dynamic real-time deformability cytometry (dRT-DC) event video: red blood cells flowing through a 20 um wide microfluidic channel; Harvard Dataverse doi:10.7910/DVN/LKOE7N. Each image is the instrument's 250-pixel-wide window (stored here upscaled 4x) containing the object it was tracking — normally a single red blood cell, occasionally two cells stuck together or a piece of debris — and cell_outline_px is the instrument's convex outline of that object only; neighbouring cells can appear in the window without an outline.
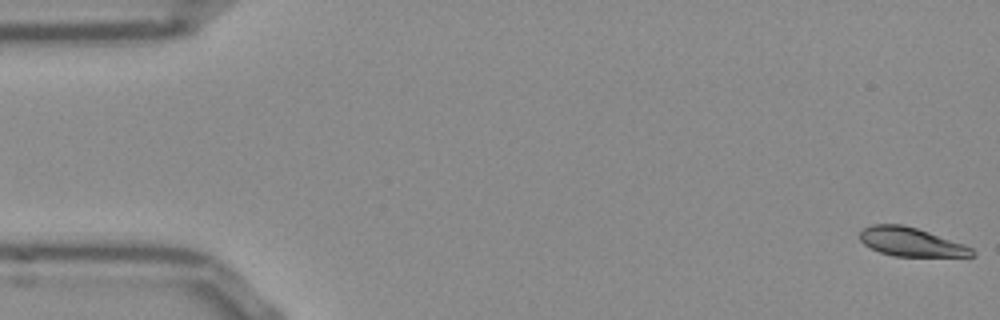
{"species": "Egyptian fruit bat (a non-hibernating species)", "species_latin": "Rousettus aegyptiacus", "temperature_condition": "room temperature", "stored_images_in_passage": 53, "camera_frame_rate_fps": 3000, "um_per_image_px": 0.085, "frame": {"image": 1, "passage_image": 1, "time_ms": 0.0, "image_size_px": [1000, 320], "cell_outline_px": [[976, 256], [896, 256], [880, 252], [864, 244], [860, 240], [860, 232], [864, 228], [872, 224], [904, 224], [964, 244], [972, 248], [976, 252]], "centroid_in_image_um": [77.44, 20.56], "position_along_channel_um": 7.6, "area_um2": 18.61}}
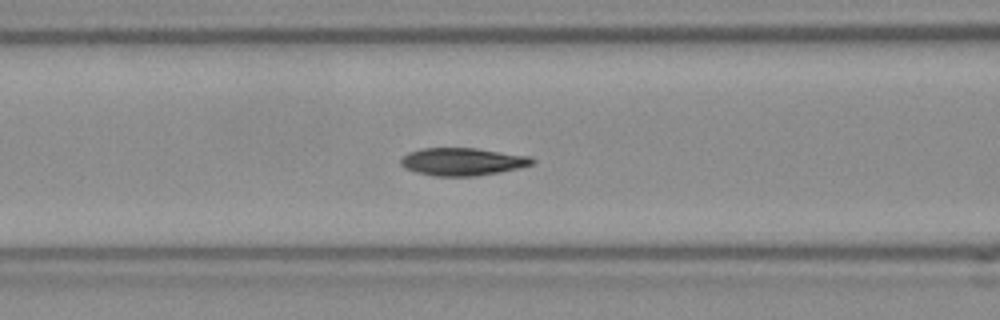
{"frame": {"image": 2, "passage_image": 21, "time_ms": 6.667, "image_size_px": [1000, 320], "cell_outline_px": [[536, 160], [532, 164], [500, 172], [476, 176], [432, 176], [416, 172], [404, 168], [400, 164], [400, 160], [408, 152], [420, 148], [476, 148], [532, 156]], "centroid_in_image_um": [39.3, 13.74], "position_along_channel_um": 127.3, "area_um2": 21.33}}
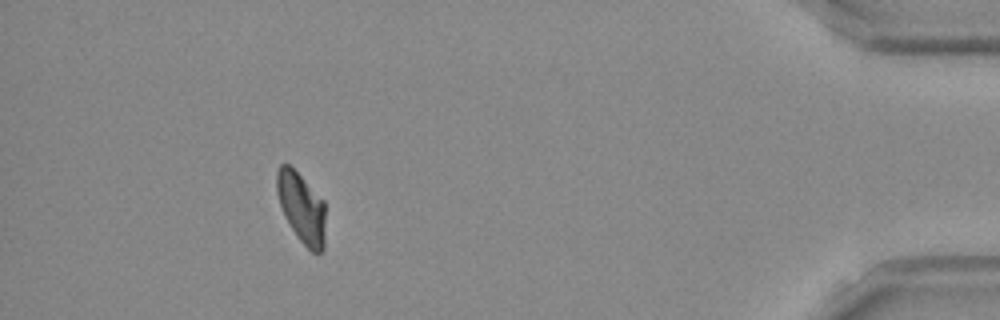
{"frame": {"image": 3, "passage_image": 48, "time_ms": 15.667, "image_size_px": [1000, 320], "cell_outline_px": [[324, 248], [320, 252], [312, 252], [300, 240], [284, 216], [276, 192], [276, 172], [280, 164], [288, 164], [324, 200]], "centroid_in_image_um": [25.61, 17.64], "position_along_channel_um": 409.6, "area_um2": 19.59}, "authors_computed_cell_mechanics": {"area_um2": 20.519, "velocity_mm_per_s": 3.8227, "shape_relaxation_time_tau1_ms": 3.157, "shape_relaxation_time_tau2_ms": 1.151, "deformation_change_tau1": 0.1434, "deformation_change_tau2": 0.0574}}